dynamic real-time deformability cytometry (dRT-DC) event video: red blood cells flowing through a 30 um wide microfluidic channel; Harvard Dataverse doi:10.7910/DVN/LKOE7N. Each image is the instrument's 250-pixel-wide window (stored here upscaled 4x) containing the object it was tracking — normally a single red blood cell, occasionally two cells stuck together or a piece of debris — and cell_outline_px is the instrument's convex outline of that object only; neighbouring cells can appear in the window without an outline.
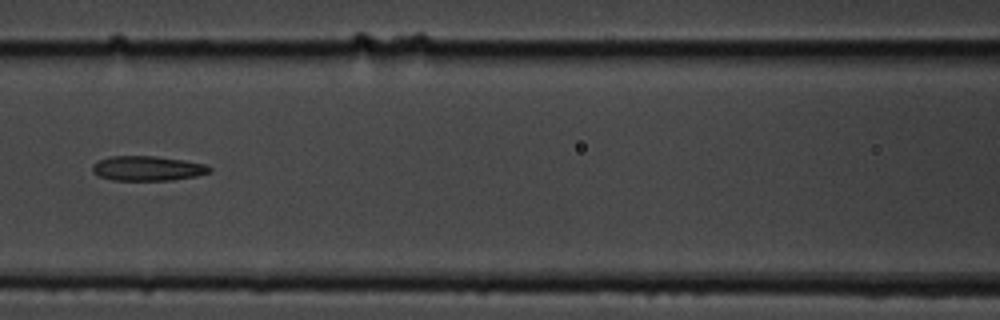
{"species": "common noctule bat (a hibernating species)", "species_latin": "Nyctalus noctula", "temperature_condition": "cold", "stored_images_in_passage": 6, "camera_frame_rate_fps": 3000, "um_per_image_px": 0.085, "animal": {"sex": "male", "body_mass_g": 19.5, "forearm_length_mm": 54.6}, "frame": {"image": 1, "passage_image": 5, "time_ms": 1.333, "image_size_px": [1000, 320], "cell_outline_px": [[212, 172], [196, 176], [172, 180], [112, 180], [96, 176], [92, 172], [92, 164], [108, 156], [156, 156], [184, 160], [204, 164], [212, 168]], "centroid_in_image_um": [12.52, 14.31], "position_along_channel_um": 154.1, "area_um2": 17.05}}